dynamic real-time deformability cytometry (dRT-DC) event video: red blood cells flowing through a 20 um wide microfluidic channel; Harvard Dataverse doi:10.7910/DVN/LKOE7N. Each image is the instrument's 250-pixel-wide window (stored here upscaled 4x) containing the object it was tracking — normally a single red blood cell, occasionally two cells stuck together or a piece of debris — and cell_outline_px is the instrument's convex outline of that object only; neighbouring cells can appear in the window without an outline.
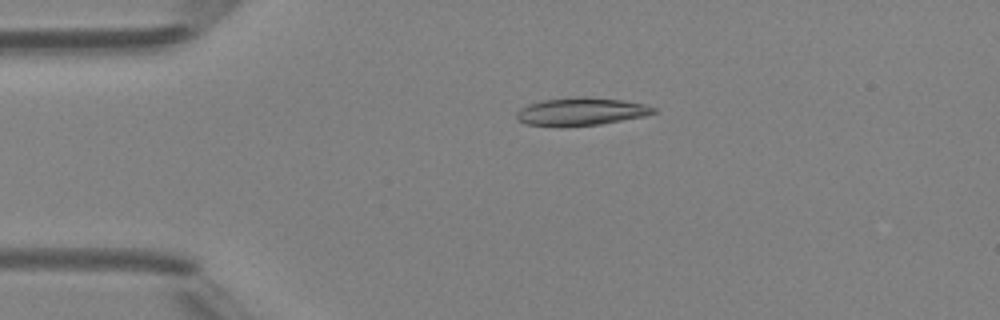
{"species": "Egyptian fruit bat (a non-hibernating species)", "species_latin": "Rousettus aegyptiacus", "temperature_condition": "room temperature", "stored_images_in_passage": 4, "camera_frame_rate_fps": 3000, "um_per_image_px": 0.085, "animal": {"sex": "female"}, "frame": {"image": 1, "passage_image": 3, "time_ms": 3.0, "image_size_px": [1000, 320], "cell_outline_px": [[660, 108], [656, 112], [644, 116], [600, 124], [556, 128], [524, 124], [516, 120], [516, 112], [520, 108], [528, 104], [540, 100], [580, 96], [584, 96], [624, 100], [644, 104]], "centroid_in_image_um": [49.34, 9.49], "position_along_channel_um": 35.7, "area_um2": 22.89}}